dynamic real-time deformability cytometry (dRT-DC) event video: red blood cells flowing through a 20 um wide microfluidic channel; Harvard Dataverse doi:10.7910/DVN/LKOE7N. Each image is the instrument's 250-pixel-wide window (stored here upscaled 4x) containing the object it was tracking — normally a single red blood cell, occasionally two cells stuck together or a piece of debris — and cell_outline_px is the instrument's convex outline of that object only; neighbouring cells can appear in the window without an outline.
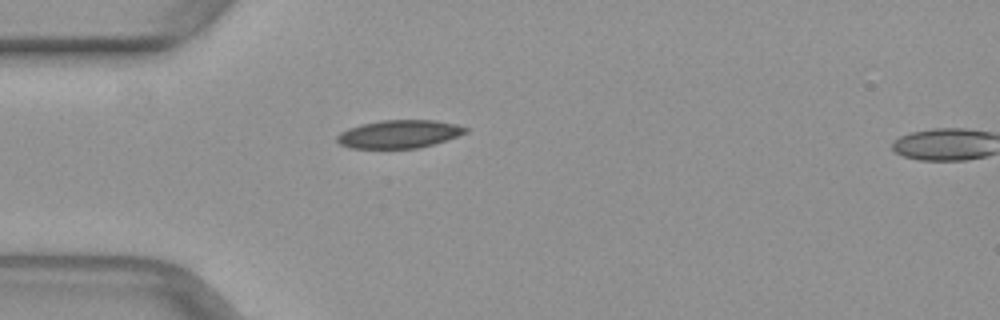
{"species": "common noctule bat (a hibernating species)", "species_latin": "Nyctalus noctula", "temperature_condition": "warm", "stored_images_in_passage": 3, "camera_frame_rate_fps": 3000, "um_per_image_px": 0.085, "animal": {"sex": "female", "body_mass_g": 29.2, "forearm_length_mm": 56.3}, "frame": {"image": 1, "passage_image": 1, "time_ms": 0.0, "image_size_px": [1000, 320], "cell_outline_px": [[468, 132], [432, 144], [416, 148], [348, 148], [340, 144], [336, 140], [336, 136], [340, 132], [348, 128], [360, 124], [380, 120], [436, 120], [456, 124], [468, 128]], "centroid_in_image_um": [33.88, 11.38], "position_along_channel_um": 51.1, "area_um2": 20.98}}